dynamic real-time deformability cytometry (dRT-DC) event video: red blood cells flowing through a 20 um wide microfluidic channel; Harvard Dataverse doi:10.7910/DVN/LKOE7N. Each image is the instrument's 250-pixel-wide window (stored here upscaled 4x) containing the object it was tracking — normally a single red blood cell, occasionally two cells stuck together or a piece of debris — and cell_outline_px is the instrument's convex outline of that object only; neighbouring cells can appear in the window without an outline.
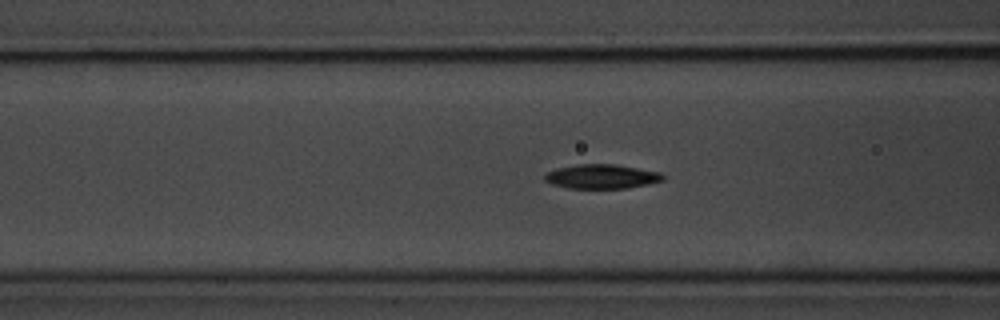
{"species": "common noctule bat (a hibernating species)", "species_latin": "Nyctalus noctula", "temperature_condition": "room temperature", "stored_images_in_passage": 56, "camera_frame_rate_fps": 3000, "um_per_image_px": 0.085, "animal": {"sex": "male", "body_mass_g": 20.1, "forearm_length_mm": 53.5}, "frame": {"image": 1, "passage_image": 21, "time_ms": 6.667, "image_size_px": [1000, 320], "cell_outline_px": [[664, 180], [648, 184], [628, 188], [568, 188], [552, 184], [544, 180], [544, 176], [548, 172], [556, 168], [576, 164], [616, 164], [660, 172], [664, 176]], "centroid_in_image_um": [51.14, 15.0], "position_along_channel_um": 115.5, "area_um2": 16.76}}
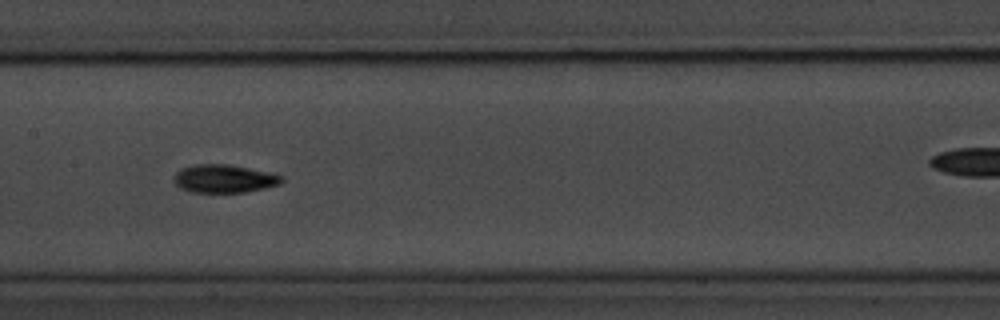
{"frame": {"image": 2, "passage_image": 27, "time_ms": 8.667, "image_size_px": [1000, 320], "cell_outline_px": [[284, 180], [280, 184], [264, 188], [244, 192], [192, 192], [180, 188], [172, 180], [176, 172], [180, 168], [196, 164], [228, 164], [268, 172], [284, 176]], "centroid_in_image_um": [19.03, 15.18], "position_along_channel_um": 188.4, "area_um2": 17.69}}
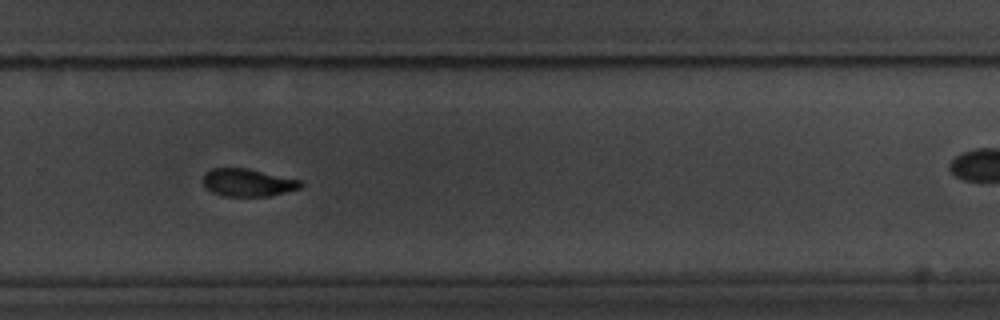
{"frame": {"image": 3, "passage_image": 37, "time_ms": 12.0, "image_size_px": [1000, 320], "cell_outline_px": [[304, 184], [300, 188], [268, 196], [224, 196], [212, 192], [204, 188], [204, 172], [212, 168], [248, 168], [300, 180]], "centroid_in_image_um": [21.04, 15.51], "position_along_channel_um": 308.8, "area_um2": 15.72}, "authors_computed_cell_mechanics": {"area_um2": 16.5019, "velocity_mm_per_s": 3.6301, "shape_relaxation_time_tau1_ms": 2.4933, "shape_relaxation_time_tau2_ms": 6.2122, "deformation_change_tau1": 0.1251, "deformation_change_tau2": 0.1212}}